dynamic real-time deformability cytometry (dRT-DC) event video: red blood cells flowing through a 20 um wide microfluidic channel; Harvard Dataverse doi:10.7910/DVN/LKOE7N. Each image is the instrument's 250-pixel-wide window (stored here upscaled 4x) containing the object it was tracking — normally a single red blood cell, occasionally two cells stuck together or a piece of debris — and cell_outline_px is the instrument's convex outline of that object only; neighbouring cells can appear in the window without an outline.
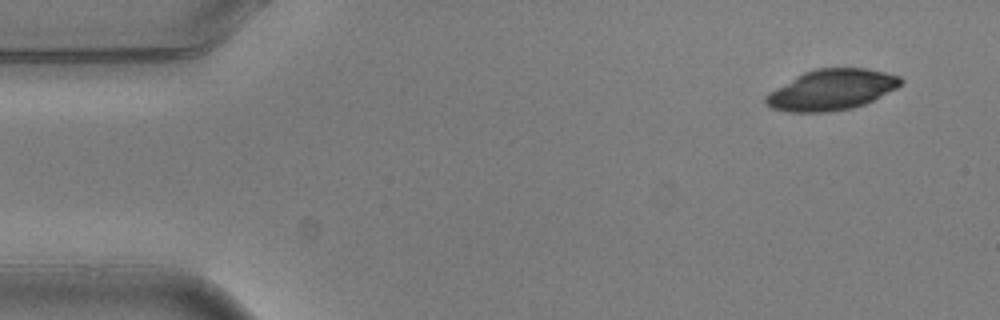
{"species": "common noctule bat (a hibernating species)", "species_latin": "Nyctalus noctula", "temperature_condition": "warm", "stored_images_in_passage": 4, "camera_frame_rate_fps": 3000, "um_per_image_px": 0.085, "animal": {"sex": "male", "body_mass_g": 20.5, "forearm_length_mm": 52.5}, "frame": {"image": 1, "passage_image": 1, "time_ms": 0.0, "image_size_px": [1000, 320], "cell_outline_px": [[904, 80], [896, 88], [864, 104], [852, 108], [828, 112], [788, 112], [772, 108], [764, 100], [764, 96], [768, 92], [796, 76], [804, 72], [816, 68], [868, 68], [900, 76]], "centroid_in_image_um": [70.66, 7.63], "position_along_channel_um": 14.3, "area_um2": 31.91}}